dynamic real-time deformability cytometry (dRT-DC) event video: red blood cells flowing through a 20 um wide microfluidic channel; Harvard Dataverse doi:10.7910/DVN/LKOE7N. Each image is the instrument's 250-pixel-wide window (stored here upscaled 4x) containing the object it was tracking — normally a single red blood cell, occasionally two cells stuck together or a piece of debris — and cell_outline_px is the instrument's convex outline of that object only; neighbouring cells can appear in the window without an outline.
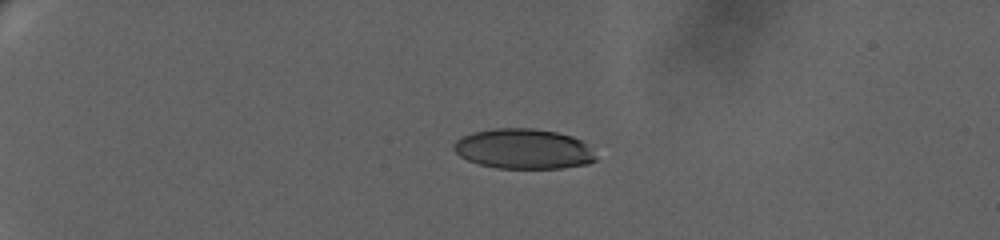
{"species": "human", "species_latin": "Homo sapiens", "temperature_condition": "warm", "stored_images_in_passage": 90, "camera_frame_rate_fps": 3000, "um_per_image_px": 0.085, "donor": {"sex": "female"}, "frame": {"image": 1, "passage_image": 1, "time_ms": 0.0, "image_size_px": [1000, 240], "cell_outline_px": [[596, 160], [588, 164], [560, 168], [496, 168], [480, 164], [468, 160], [460, 156], [452, 148], [452, 144], [456, 140], [472, 132], [496, 128], [532, 128], [556, 132], [572, 136], [580, 140], [596, 156]], "centroid_in_image_um": [44.46, 12.65], "position_along_channel_um": 40.5, "area_um2": 33.0}}
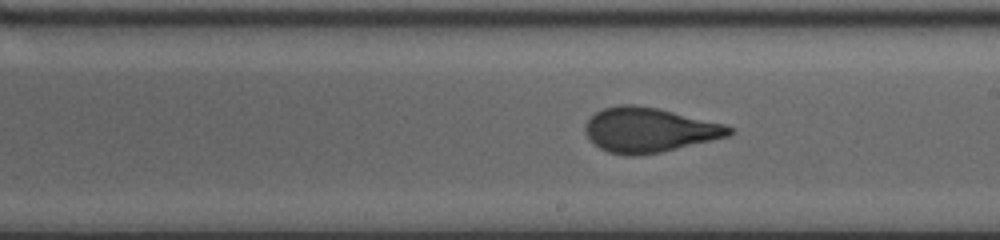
{"frame": {"image": 2, "passage_image": 47, "time_ms": 8.667, "image_size_px": [1000, 240], "cell_outline_px": [[736, 128], [728, 136], [660, 152], [636, 156], [628, 156], [608, 152], [600, 148], [588, 136], [584, 128], [584, 124], [596, 112], [604, 108], [620, 104], [632, 104], [656, 108], [724, 124]], "centroid_in_image_um": [55.16, 11.05], "position_along_channel_um": 233.8, "area_um2": 36.99}}
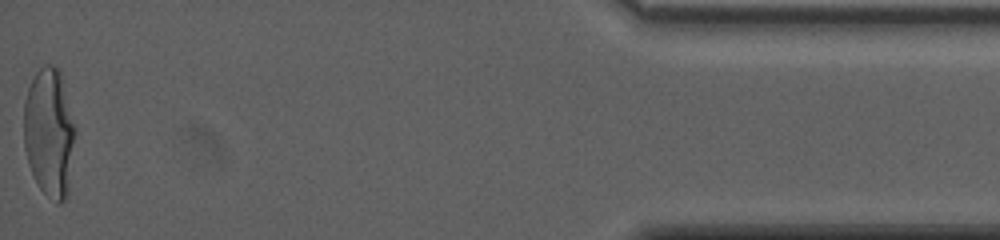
{"frame": {"image": 3, "passage_image": 89, "time_ms": 17.0, "image_size_px": [1000, 240], "cell_outline_px": [[72, 140], [68, 196], [60, 204], [56, 204], [40, 188], [28, 164], [24, 148], [24, 100], [28, 88], [36, 72], [44, 64], [52, 64], [60, 72], [72, 124]], "centroid_in_image_um": [4.12, 11.3], "position_along_channel_um": 431.1, "area_um2": 37.34}, "authors_computed_cell_mechanics": {"area_um2": 36.9342, "velocity_mm_per_s": 3.162, "shape_relaxation_time_tau1_ms": 8.0358, "shape_relaxation_time_tau2_ms": null, "deformation_change_tau1": 0.25, "deformation_change_tau2": null}}